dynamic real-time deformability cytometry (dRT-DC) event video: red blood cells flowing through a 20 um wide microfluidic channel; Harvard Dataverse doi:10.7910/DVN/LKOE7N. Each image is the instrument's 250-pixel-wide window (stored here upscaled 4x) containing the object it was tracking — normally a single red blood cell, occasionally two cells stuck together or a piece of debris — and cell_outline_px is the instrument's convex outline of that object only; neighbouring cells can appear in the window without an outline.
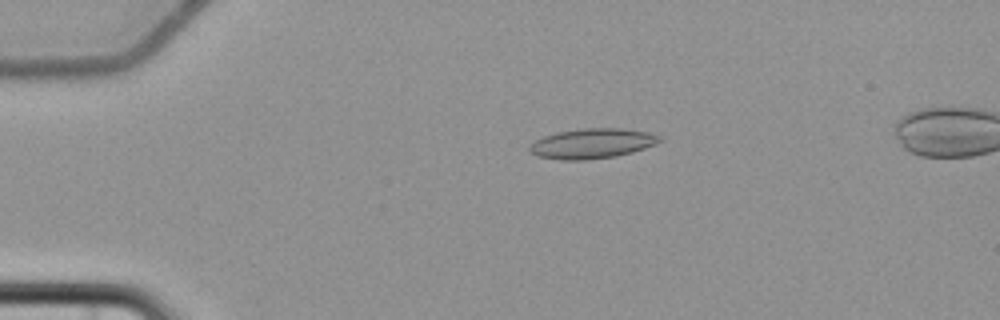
{"species": "common noctule bat (a hibernating species)", "species_latin": "Nyctalus noctula", "temperature_condition": "cold", "stored_images_in_passage": 6, "camera_frame_rate_fps": 3000, "um_per_image_px": 0.085, "animal": {"sex": "female", "body_mass_g": 22.7, "forearm_length_mm": 54.2}, "frame": {"image": 1, "passage_image": 4, "time_ms": 3.333, "image_size_px": [1000, 320], "cell_outline_px": [[664, 140], [656, 144], [632, 152], [616, 156], [588, 160], [560, 160], [536, 156], [528, 148], [536, 140], [544, 136], [556, 132], [584, 128], [620, 128], [648, 132], [664, 136]], "centroid_in_image_um": [50.38, 12.2], "position_along_channel_um": 34.6, "area_um2": 22.89}}